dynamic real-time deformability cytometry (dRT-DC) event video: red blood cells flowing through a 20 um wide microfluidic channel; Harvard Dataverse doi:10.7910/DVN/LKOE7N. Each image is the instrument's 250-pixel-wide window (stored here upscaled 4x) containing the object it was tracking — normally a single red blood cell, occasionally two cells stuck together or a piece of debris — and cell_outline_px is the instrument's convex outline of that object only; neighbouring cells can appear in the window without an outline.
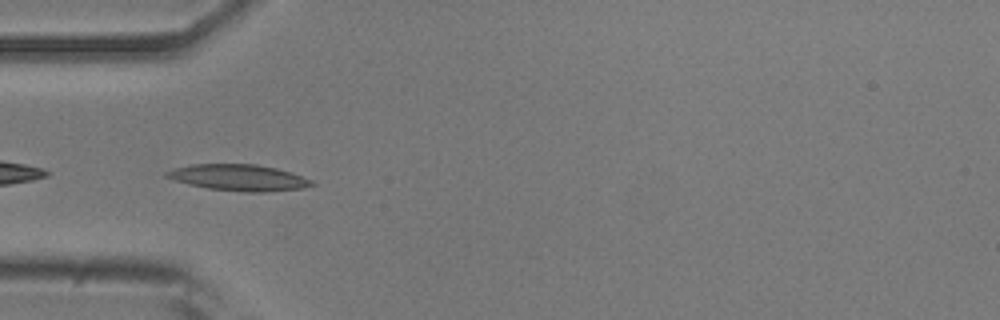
{"species": "common noctule bat (a hibernating species)", "species_latin": "Nyctalus noctula", "temperature_condition": "room temperature", "stored_images_in_passage": 29, "camera_frame_rate_fps": 3000, "um_per_image_px": 0.085, "animal": {"sex": "male", "body_mass_g": 20.5, "forearm_length_mm": 52.5}, "frame": {"image": 1, "passage_image": 16, "time_ms": 5.0, "image_size_px": [1000, 320], "cell_outline_px": [[316, 184], [300, 188], [264, 192], [244, 192], [208, 188], [188, 184], [164, 176], [164, 172], [172, 168], [192, 164], [256, 164], [276, 168], [292, 172], [312, 180]], "centroid_in_image_um": [20.27, 15.09], "position_along_channel_um": 64.7, "area_um2": 22.2}}
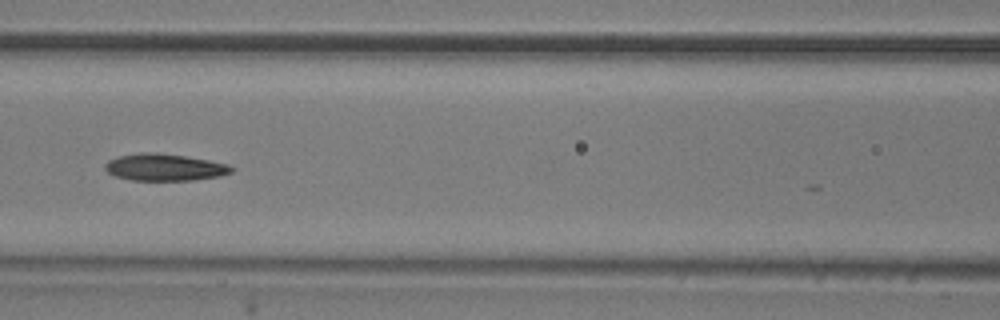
{"frame": {"image": 2, "passage_image": 23, "time_ms": 7.333, "image_size_px": [1000, 320], "cell_outline_px": [[236, 168], [232, 172], [220, 176], [192, 180], [132, 180], [116, 176], [108, 172], [104, 168], [104, 164], [108, 160], [120, 156], [140, 152], [156, 152], [184, 156], [208, 160], [228, 164]], "centroid_in_image_um": [14.0, 14.21], "position_along_channel_um": 152.6, "area_um2": 19.83}}
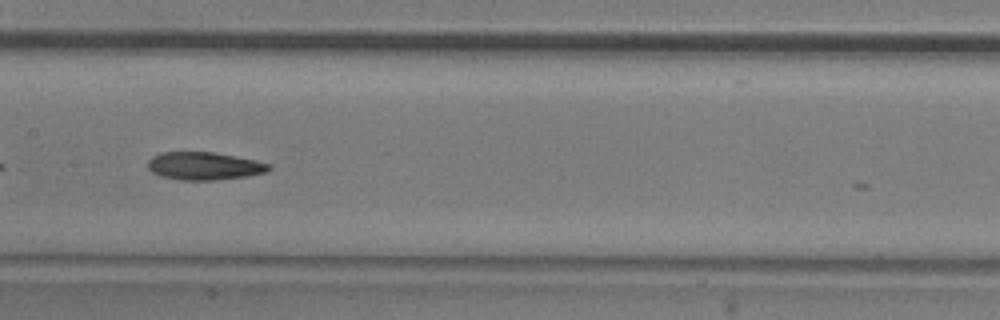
{"frame": {"image": 3, "passage_image": 26, "time_ms": 8.333, "image_size_px": [1000, 320], "cell_outline_px": [[272, 168], [264, 172], [244, 176], [212, 180], [180, 180], [160, 176], [152, 172], [148, 168], [148, 160], [152, 156], [160, 152], [212, 152], [236, 156], [256, 160], [272, 164]], "centroid_in_image_um": [17.33, 14.1], "position_along_channel_um": 190.1, "area_um2": 19.59}}